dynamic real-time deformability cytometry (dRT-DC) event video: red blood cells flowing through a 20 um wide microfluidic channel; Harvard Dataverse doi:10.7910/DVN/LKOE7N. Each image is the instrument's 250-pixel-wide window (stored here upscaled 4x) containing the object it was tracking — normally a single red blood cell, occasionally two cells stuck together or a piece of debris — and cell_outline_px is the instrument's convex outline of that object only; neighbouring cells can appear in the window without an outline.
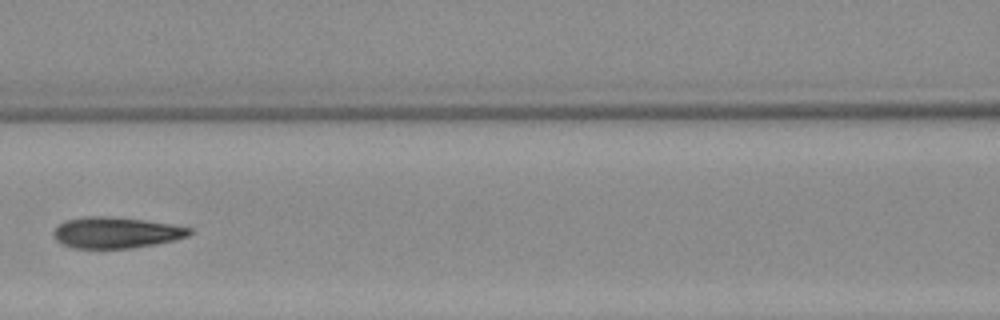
{"species": "Egyptian fruit bat (a non-hibernating species)", "species_latin": "Rousettus aegyptiacus", "temperature_condition": "warm", "stored_images_in_passage": 6, "camera_frame_rate_fps": 3000, "um_per_image_px": 0.085, "animal": {"sex": "female"}, "frame": {"image": 1, "passage_image": 6, "time_ms": 6.333, "image_size_px": [1000, 320], "cell_outline_px": [[192, 232], [188, 236], [156, 244], [128, 248], [72, 248], [56, 240], [52, 236], [52, 232], [60, 224], [68, 220], [88, 216], [104, 216], [144, 220], [192, 228]], "centroid_in_image_um": [9.84, 19.78], "position_along_channel_um": 156.8, "area_um2": 24.28}}